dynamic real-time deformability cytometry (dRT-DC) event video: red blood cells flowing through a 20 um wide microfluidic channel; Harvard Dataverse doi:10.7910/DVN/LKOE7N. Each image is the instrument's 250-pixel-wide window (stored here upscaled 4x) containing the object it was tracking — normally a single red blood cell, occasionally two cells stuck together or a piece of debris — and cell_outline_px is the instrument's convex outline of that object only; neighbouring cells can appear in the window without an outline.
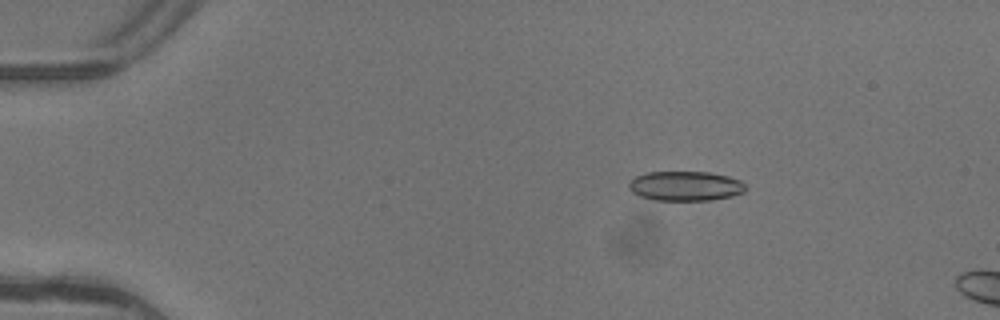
{"species": "common noctule bat (a hibernating species)", "species_latin": "Nyctalus noctula", "temperature_condition": "warm", "stored_images_in_passage": 5, "camera_frame_rate_fps": 3000, "um_per_image_px": 0.085, "animal": {"sex": "female"}, "frame": {"image": 1, "passage_image": 3, "time_ms": 0.667, "image_size_px": [1000, 320], "cell_outline_px": [[744, 192], [732, 196], [712, 200], [656, 200], [640, 196], [632, 192], [628, 188], [628, 184], [636, 176], [648, 172], [708, 172], [728, 176], [740, 180], [744, 184]], "centroid_in_image_um": [58.25, 15.81], "position_along_channel_um": 26.7, "area_um2": 20.06}}